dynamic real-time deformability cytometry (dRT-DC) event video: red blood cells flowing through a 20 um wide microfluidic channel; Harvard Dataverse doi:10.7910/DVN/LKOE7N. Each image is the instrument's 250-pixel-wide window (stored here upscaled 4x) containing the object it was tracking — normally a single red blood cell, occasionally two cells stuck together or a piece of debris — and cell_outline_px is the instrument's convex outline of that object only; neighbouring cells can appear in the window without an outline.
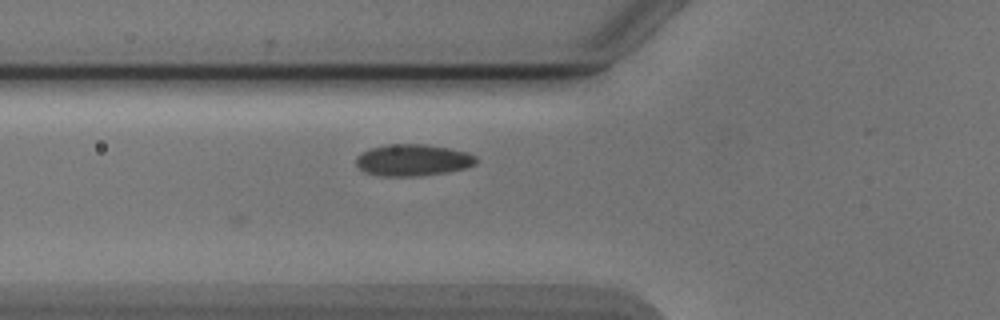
{"species": "Egyptian fruit bat (a non-hibernating species)", "species_latin": "Rousettus aegyptiacus", "temperature_condition": "cold", "stored_images_in_passage": 4, "camera_frame_rate_fps": 3000, "um_per_image_px": 0.085, "animal": {"sex": "male"}, "frame": {"image": 1, "passage_image": 4, "time_ms": 1.0, "image_size_px": [1000, 320], "cell_outline_px": [[476, 164], [464, 168], [444, 172], [420, 176], [380, 176], [364, 172], [356, 164], [356, 156], [360, 152], [372, 148], [388, 144], [424, 144], [448, 148], [468, 152], [476, 156]], "centroid_in_image_um": [35.06, 13.61], "position_along_channel_um": 90.7, "area_um2": 22.14}}